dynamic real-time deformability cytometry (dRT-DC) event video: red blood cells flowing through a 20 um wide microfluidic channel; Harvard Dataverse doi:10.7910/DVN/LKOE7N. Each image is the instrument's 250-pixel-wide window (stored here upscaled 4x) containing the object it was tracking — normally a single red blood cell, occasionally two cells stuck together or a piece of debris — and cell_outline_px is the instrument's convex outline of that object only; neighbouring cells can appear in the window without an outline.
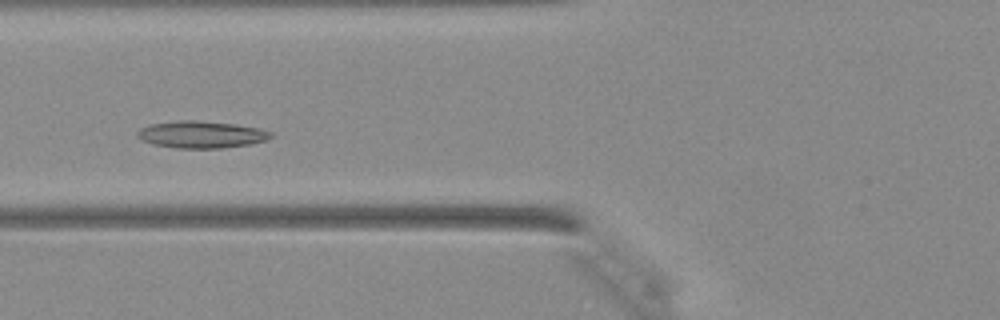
{"species": "Egyptian fruit bat (a non-hibernating species)", "species_latin": "Rousettus aegyptiacus", "temperature_condition": "warm", "stored_images_in_passage": 22, "camera_frame_rate_fps": 3000, "um_per_image_px": 0.085, "animal": {"sex": "female"}, "frame": {"image": 1, "passage_image": 7, "time_ms": 2.0, "image_size_px": [1000, 320], "cell_outline_px": [[272, 136], [264, 140], [252, 144], [220, 148], [176, 148], [152, 144], [136, 136], [136, 132], [140, 128], [152, 124], [180, 120], [196, 120], [236, 124], [260, 128], [272, 132]], "centroid_in_image_um": [17.11, 11.43], "position_along_channel_um": 108.7, "area_um2": 20.98}}
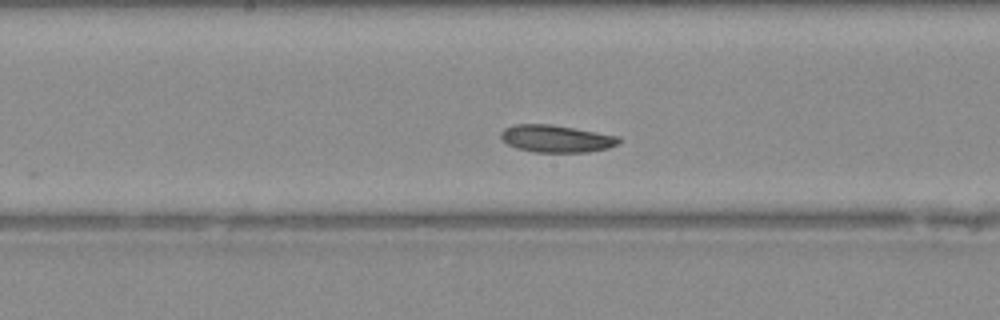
{"frame": {"image": 2, "passage_image": 13, "time_ms": 4.0, "image_size_px": [1000, 320], "cell_outline_px": [[620, 140], [616, 144], [608, 148], [588, 152], [532, 152], [516, 148], [508, 144], [500, 136], [500, 132], [504, 128], [512, 124], [548, 124], [620, 136]], "centroid_in_image_um": [47.24, 11.79], "position_along_channel_um": 201.0, "area_um2": 18.67}}
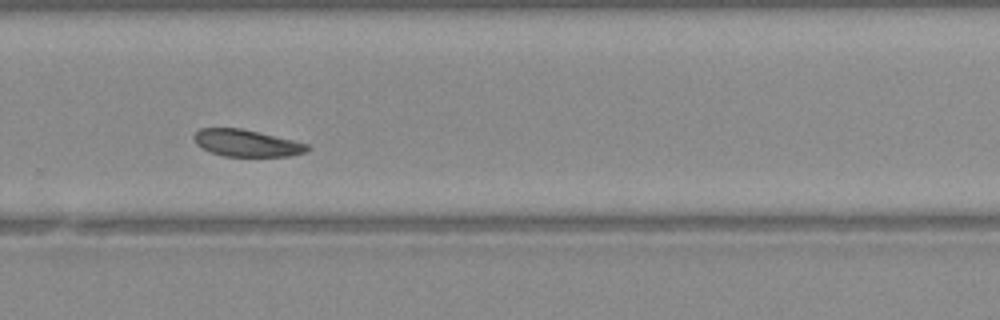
{"frame": {"image": 3, "passage_image": 20, "time_ms": 6.333, "image_size_px": [1000, 320], "cell_outline_px": [[312, 148], [308, 152], [292, 156], [224, 156], [212, 152], [196, 144], [192, 136], [200, 128], [240, 128], [260, 132], [308, 144]], "centroid_in_image_um": [21.0, 12.16], "position_along_channel_um": 308.8, "area_um2": 17.8}}